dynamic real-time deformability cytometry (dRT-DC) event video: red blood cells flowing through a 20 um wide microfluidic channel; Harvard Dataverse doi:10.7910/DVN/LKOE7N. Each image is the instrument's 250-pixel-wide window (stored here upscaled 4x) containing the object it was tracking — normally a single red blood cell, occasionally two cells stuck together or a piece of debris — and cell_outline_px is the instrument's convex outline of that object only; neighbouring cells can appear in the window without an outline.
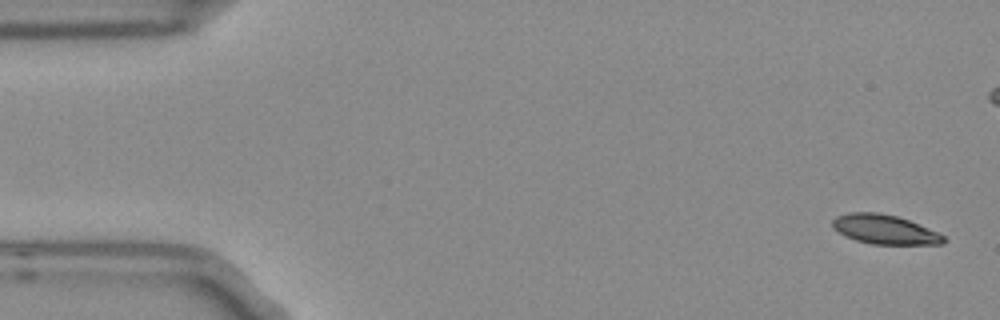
{"species": "Egyptian fruit bat (a non-hibernating species)", "species_latin": "Rousettus aegyptiacus", "temperature_condition": "room temperature", "stored_images_in_passage": 6, "camera_frame_rate_fps": 3000, "um_per_image_px": 0.085, "frame": {"image": 1, "passage_image": 1, "time_ms": 0.0, "image_size_px": [1000, 320], "cell_outline_px": [[944, 244], [872, 244], [856, 240], [844, 236], [832, 228], [832, 220], [836, 216], [848, 212], [880, 212], [896, 216], [908, 220], [936, 232], [944, 236]], "centroid_in_image_um": [75.12, 19.49], "position_along_channel_um": 9.9, "area_um2": 18.9}}
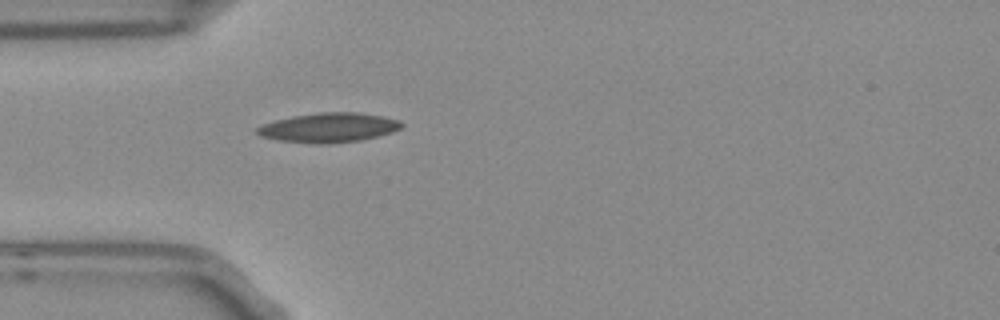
{"frame": {"image": 2, "passage_image": 6, "time_ms": 1.667, "image_size_px": [1000, 320], "cell_outline_px": [[404, 124], [400, 128], [392, 132], [360, 140], [328, 144], [316, 144], [280, 140], [260, 136], [256, 132], [256, 128], [264, 124], [276, 120], [292, 116], [320, 112], [356, 112], [380, 116], [400, 120]], "centroid_in_image_um": [27.94, 10.84], "position_along_channel_um": 57.1, "area_um2": 24.62}}